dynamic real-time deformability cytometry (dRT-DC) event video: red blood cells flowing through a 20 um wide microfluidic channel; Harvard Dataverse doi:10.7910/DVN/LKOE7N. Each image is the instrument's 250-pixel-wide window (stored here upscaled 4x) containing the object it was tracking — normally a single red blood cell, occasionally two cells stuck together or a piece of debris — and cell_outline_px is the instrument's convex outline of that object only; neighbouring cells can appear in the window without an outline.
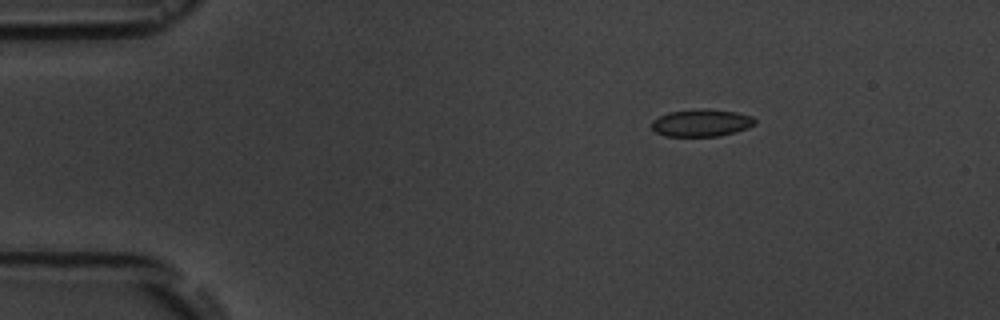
{"species": "common noctule bat (a hibernating species)", "species_latin": "Nyctalus noctula", "temperature_condition": "room temperature", "stored_images_in_passage": 5, "camera_frame_rate_fps": 3000, "um_per_image_px": 0.085, "animal": {"sex": "male", "body_mass_g": 19.5, "forearm_length_mm": 54.6}, "frame": {"image": 1, "passage_image": 3, "time_ms": 2.333, "image_size_px": [1000, 320], "cell_outline_px": [[756, 124], [748, 128], [736, 132], [720, 136], [664, 136], [656, 132], [652, 128], [652, 120], [668, 112], [704, 108], [708, 108], [736, 112], [752, 116], [756, 120]], "centroid_in_image_um": [59.65, 10.44], "position_along_channel_um": 25.4, "area_um2": 16.59}}